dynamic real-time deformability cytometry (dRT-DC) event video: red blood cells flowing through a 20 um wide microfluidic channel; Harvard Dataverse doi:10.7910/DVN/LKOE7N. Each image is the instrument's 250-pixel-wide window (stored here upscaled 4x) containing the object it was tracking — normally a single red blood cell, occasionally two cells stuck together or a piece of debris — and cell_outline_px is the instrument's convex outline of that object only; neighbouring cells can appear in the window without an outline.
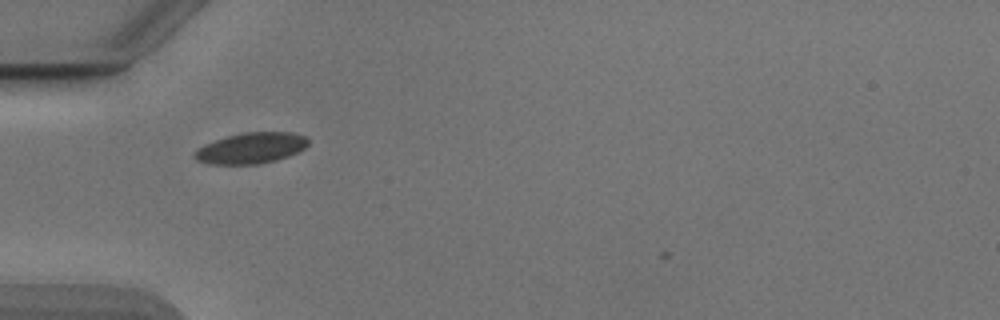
{"species": "Egyptian fruit bat (a non-hibernating species)", "species_latin": "Rousettus aegyptiacus", "temperature_condition": "cold", "stored_images_in_passage": 34, "camera_frame_rate_fps": 3000, "um_per_image_px": 0.085, "animal": {"sex": "male"}, "frame": {"image": 1, "passage_image": 3, "time_ms": 0.667, "image_size_px": [1000, 320], "cell_outline_px": [[308, 144], [304, 148], [288, 156], [276, 160], [260, 164], [208, 164], [196, 160], [192, 156], [196, 148], [204, 144], [228, 136], [244, 132], [292, 132], [304, 136], [308, 140]], "centroid_in_image_um": [21.3, 12.59], "position_along_channel_um": 63.7, "area_um2": 20.46}}
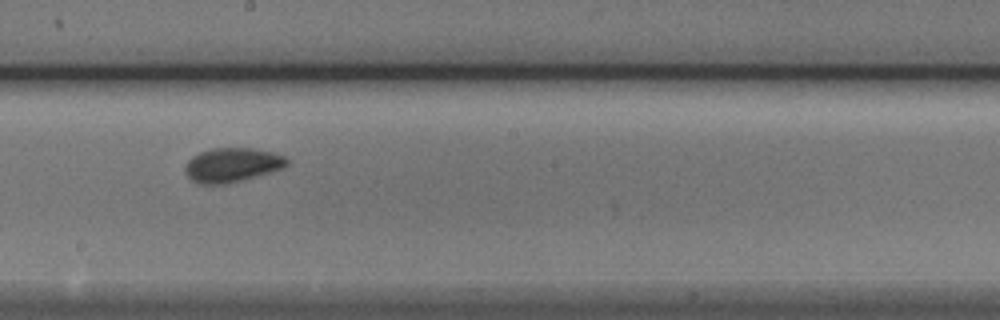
{"frame": {"image": 2, "passage_image": 16, "time_ms": 5.0, "image_size_px": [1000, 320], "cell_outline_px": [[288, 164], [284, 168], [228, 184], [196, 184], [184, 172], [184, 164], [192, 156], [200, 152], [212, 148], [252, 148], [272, 152], [284, 156], [288, 160]], "centroid_in_image_um": [19.69, 14.03], "position_along_channel_um": 228.5, "area_um2": 20.46}}
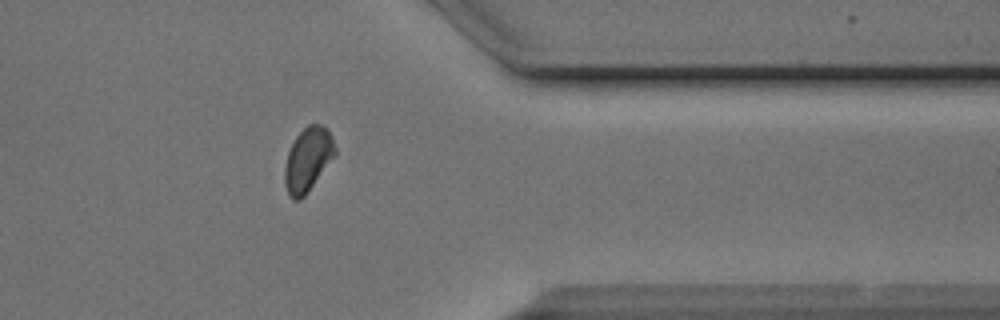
{"frame": {"image": 3, "passage_image": 29, "time_ms": 9.333, "image_size_px": [1000, 320], "cell_outline_px": [[336, 152], [304, 196], [300, 200], [292, 200], [284, 184], [284, 168], [288, 152], [296, 136], [308, 124], [324, 124], [328, 128], [332, 136], [336, 148]], "centroid_in_image_um": [26.15, 13.52], "position_along_channel_um": 385.2, "area_um2": 18.5}}